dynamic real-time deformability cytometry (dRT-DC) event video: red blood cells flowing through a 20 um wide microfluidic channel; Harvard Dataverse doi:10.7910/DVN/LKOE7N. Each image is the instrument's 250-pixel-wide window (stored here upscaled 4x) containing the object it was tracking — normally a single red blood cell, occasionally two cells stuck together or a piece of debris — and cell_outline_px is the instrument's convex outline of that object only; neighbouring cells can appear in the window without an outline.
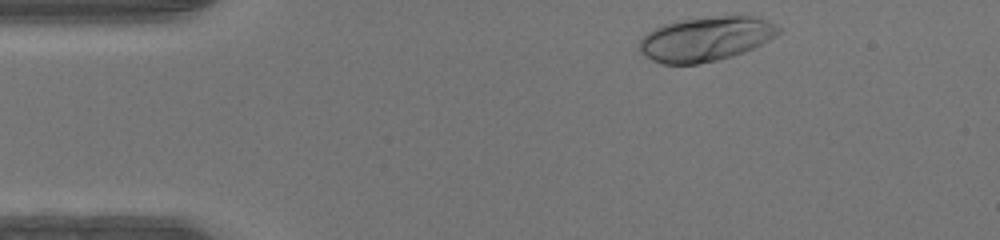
{"species": "human", "species_latin": "Homo sapiens", "temperature_condition": "warm", "stored_images_in_passage": 34, "camera_frame_rate_fps": 3000, "um_per_image_px": 0.085, "donor": {"sex": "male"}, "frame": {"image": 1, "passage_image": 1, "time_ms": 0.0, "image_size_px": [1000, 240], "cell_outline_px": [[780, 32], [776, 36], [744, 52], [732, 56], [716, 60], [696, 64], [664, 64], [652, 60], [644, 56], [640, 52], [640, 40], [648, 32], [660, 24], [676, 20], [736, 12], [740, 12], [768, 20], [780, 28]], "centroid_in_image_um": [60.01, 3.25], "position_along_channel_um": 25.0, "area_um2": 36.93}}
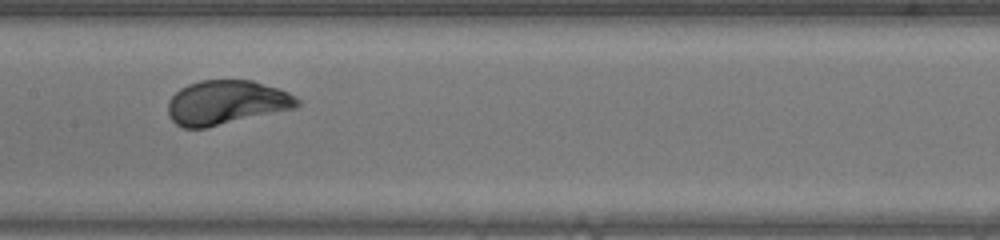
{"frame": {"image": 2, "passage_image": 17, "time_ms": 5.333, "image_size_px": [1000, 240], "cell_outline_px": [[300, 104], [296, 108], [204, 128], [184, 128], [176, 124], [168, 116], [168, 100], [180, 88], [188, 84], [200, 80], [252, 80], [280, 88], [296, 96], [300, 100]], "centroid_in_image_um": [19.24, 8.7], "position_along_channel_um": 188.2, "area_um2": 33.47}}
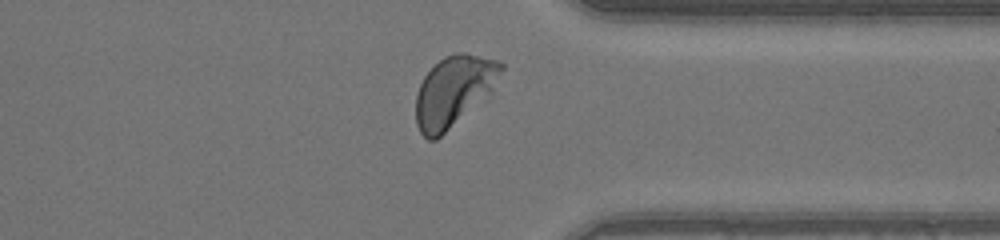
{"frame": {"image": 3, "passage_image": 30, "time_ms": 9.667, "image_size_px": [1000, 240], "cell_outline_px": [[504, 68], [492, 96], [488, 100], [436, 140], [428, 140], [420, 132], [416, 124], [416, 96], [420, 84], [424, 76], [444, 56], [456, 52], [464, 52], [496, 60], [504, 64]], "centroid_in_image_um": [38.64, 7.78], "position_along_channel_um": 372.8, "area_um2": 36.01}}